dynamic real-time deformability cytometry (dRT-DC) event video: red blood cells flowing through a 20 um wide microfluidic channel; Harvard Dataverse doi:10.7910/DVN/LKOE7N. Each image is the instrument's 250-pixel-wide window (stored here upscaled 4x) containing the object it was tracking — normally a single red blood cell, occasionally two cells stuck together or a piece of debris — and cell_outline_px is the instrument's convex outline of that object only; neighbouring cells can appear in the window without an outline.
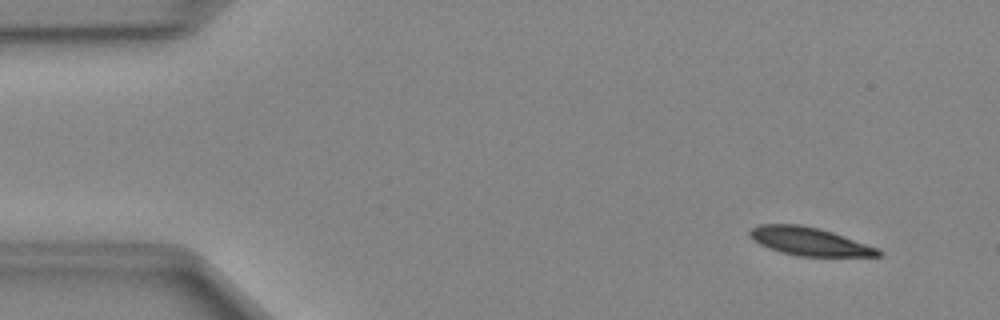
{"species": "Egyptian fruit bat (a non-hibernating species)", "species_latin": "Rousettus aegyptiacus", "temperature_condition": "cold", "stored_images_in_passage": 48, "camera_frame_rate_fps": 3000, "um_per_image_px": 0.085, "animal": {"sex": "female"}, "frame": {"image": 1, "passage_image": 4, "time_ms": 1.0, "image_size_px": [1000, 320], "cell_outline_px": [[884, 252], [880, 256], [796, 256], [780, 252], [768, 248], [752, 240], [748, 236], [748, 232], [756, 224], [800, 224], [820, 228], [880, 248]], "centroid_in_image_um": [68.78, 20.51], "position_along_channel_um": 16.2, "area_um2": 21.39}}
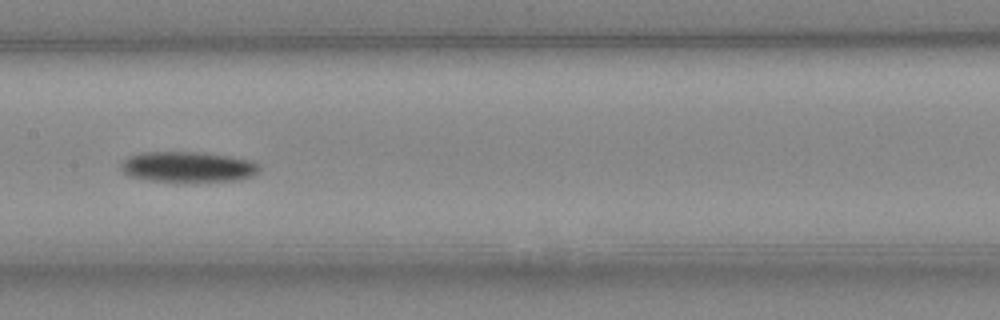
{"frame": {"image": 2, "passage_image": 24, "time_ms": 7.667, "image_size_px": [1000, 320], "cell_outline_px": [[260, 172], [252, 176], [240, 180], [176, 184], [148, 180], [128, 176], [120, 168], [120, 164], [128, 156], [140, 152], [200, 152], [228, 156], [252, 160], [260, 164]], "centroid_in_image_um": [15.98, 14.22], "position_along_channel_um": 191.4, "area_um2": 25.72}}
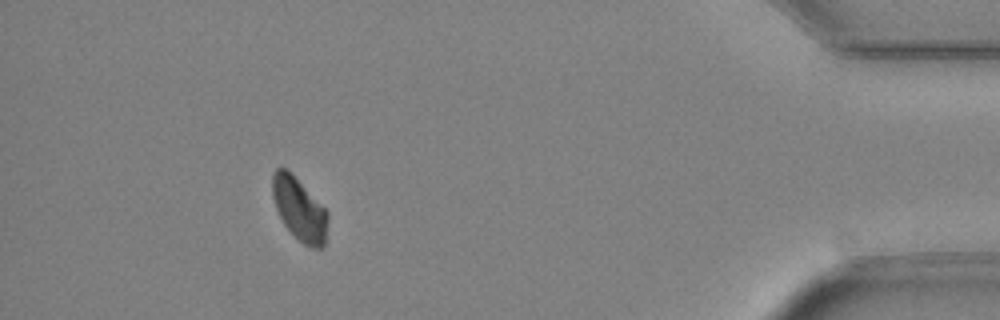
{"frame": {"image": 3, "passage_image": 44, "time_ms": 14.333, "image_size_px": [1000, 320], "cell_outline_px": [[328, 220], [324, 244], [320, 248], [312, 248], [304, 244], [284, 224], [276, 208], [272, 196], [272, 172], [276, 168], [284, 168], [328, 212]], "centroid_in_image_um": [25.43, 17.8], "position_along_channel_um": 409.8, "area_um2": 19.48}}